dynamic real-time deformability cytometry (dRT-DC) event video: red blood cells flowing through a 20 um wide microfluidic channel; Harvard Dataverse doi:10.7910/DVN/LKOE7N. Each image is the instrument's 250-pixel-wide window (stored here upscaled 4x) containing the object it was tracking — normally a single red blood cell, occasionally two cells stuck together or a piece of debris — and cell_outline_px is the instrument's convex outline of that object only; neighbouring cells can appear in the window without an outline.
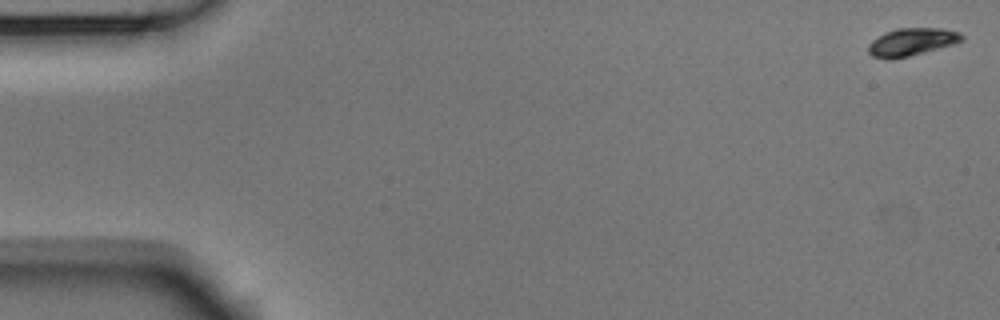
{"species": "Egyptian fruit bat (a non-hibernating species)", "species_latin": "Rousettus aegyptiacus", "temperature_condition": "room temperature", "stored_images_in_passage": 55, "camera_frame_rate_fps": 3000, "um_per_image_px": 0.085, "animal": {"sex": "male"}, "frame": {"image": 1, "passage_image": 1, "time_ms": 0.0, "image_size_px": [1000, 320], "cell_outline_px": [[964, 40], [956, 44], [892, 60], [888, 60], [872, 56], [868, 52], [868, 44], [872, 40], [896, 28], [944, 28], [960, 32], [964, 36]], "centroid_in_image_um": [77.53, 3.57], "position_along_channel_um": 7.5, "area_um2": 15.2}}
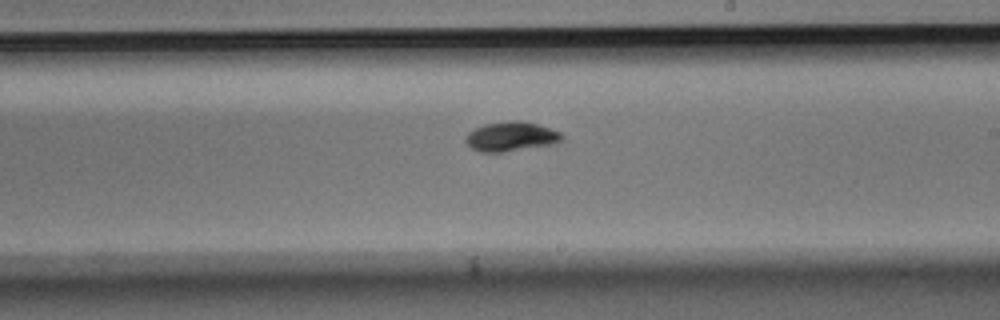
{"frame": {"image": 2, "passage_image": 32, "time_ms": 10.333, "image_size_px": [1000, 320], "cell_outline_px": [[564, 136], [560, 140], [552, 144], [500, 152], [480, 152], [472, 148], [464, 140], [468, 132], [484, 124], [508, 120], [520, 120], [536, 124], [560, 132]], "centroid_in_image_um": [43.4, 11.59], "position_along_channel_um": 245.6, "area_um2": 16.3}}
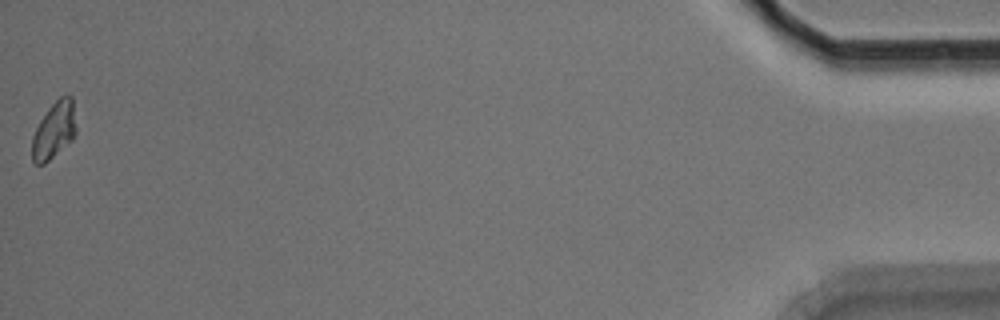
{"frame": {"image": 3, "passage_image": 55, "time_ms": 18.0, "image_size_px": [1000, 320], "cell_outline_px": [[76, 132], [72, 140], [44, 164], [36, 164], [32, 160], [32, 136], [40, 120], [48, 108], [60, 96], [72, 96], [76, 128]], "centroid_in_image_um": [4.59, 11.07], "position_along_channel_um": 430.6, "area_um2": 14.45}, "authors_computed_cell_mechanics": {"area_um2": 15.2592, "velocity_mm_per_s": 3.671, "shape_relaxation_time_tau1_ms": 1.6382, "shape_relaxation_time_tau2_ms": null, "deformation_change_tau1": 0.1077, "deformation_change_tau2": null}}